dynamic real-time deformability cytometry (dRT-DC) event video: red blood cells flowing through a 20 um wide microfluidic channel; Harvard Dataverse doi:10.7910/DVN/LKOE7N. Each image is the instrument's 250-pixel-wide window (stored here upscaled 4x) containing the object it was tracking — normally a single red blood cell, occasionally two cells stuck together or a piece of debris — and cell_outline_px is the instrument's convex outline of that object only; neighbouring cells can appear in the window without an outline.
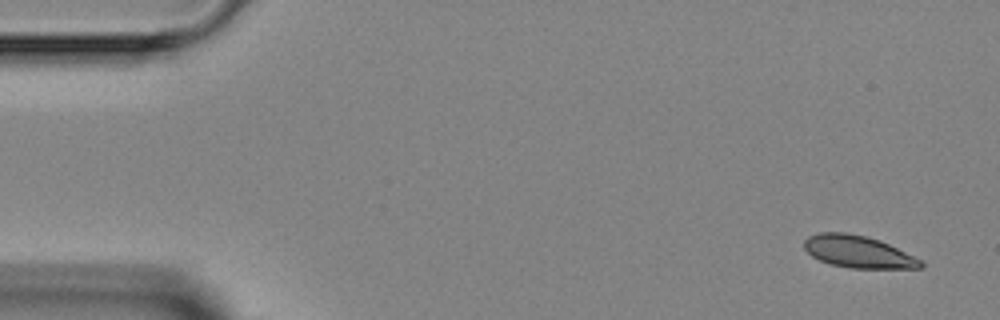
{"species": "Egyptian fruit bat (a non-hibernating species)", "species_latin": "Rousettus aegyptiacus", "temperature_condition": "room temperature", "stored_images_in_passage": 5, "camera_frame_rate_fps": 3000, "um_per_image_px": 0.085, "animal": {"sex": "female"}, "frame": {"image": 1, "passage_image": 1, "time_ms": 0.0, "image_size_px": [1000, 320], "cell_outline_px": [[924, 264], [920, 268], [852, 268], [832, 264], [820, 260], [812, 256], [804, 248], [804, 240], [808, 236], [820, 232], [844, 232], [864, 236], [880, 240], [920, 260]], "centroid_in_image_um": [72.89, 21.39], "position_along_channel_um": 12.1, "area_um2": 21.44}}
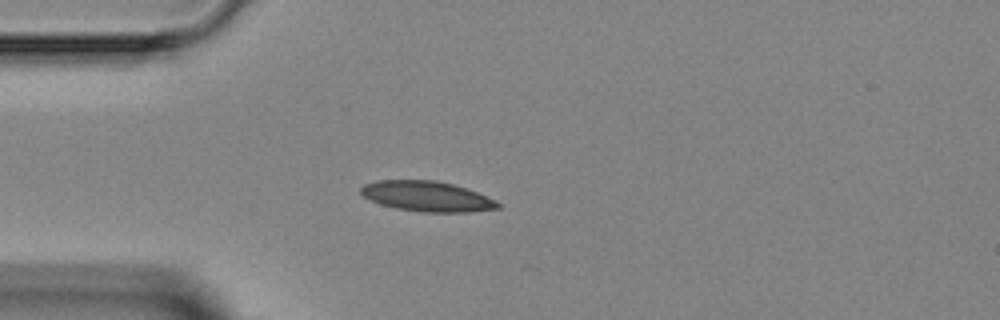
{"frame": {"image": 2, "passage_image": 4, "time_ms": 3.333, "image_size_px": [1000, 320], "cell_outline_px": [[500, 208], [468, 212], [424, 212], [396, 208], [380, 204], [364, 196], [360, 192], [360, 188], [364, 184], [376, 180], [436, 180], [452, 184], [476, 192], [496, 200], [500, 204]], "centroid_in_image_um": [36.28, 16.68], "position_along_channel_um": 48.7, "area_um2": 23.99}}